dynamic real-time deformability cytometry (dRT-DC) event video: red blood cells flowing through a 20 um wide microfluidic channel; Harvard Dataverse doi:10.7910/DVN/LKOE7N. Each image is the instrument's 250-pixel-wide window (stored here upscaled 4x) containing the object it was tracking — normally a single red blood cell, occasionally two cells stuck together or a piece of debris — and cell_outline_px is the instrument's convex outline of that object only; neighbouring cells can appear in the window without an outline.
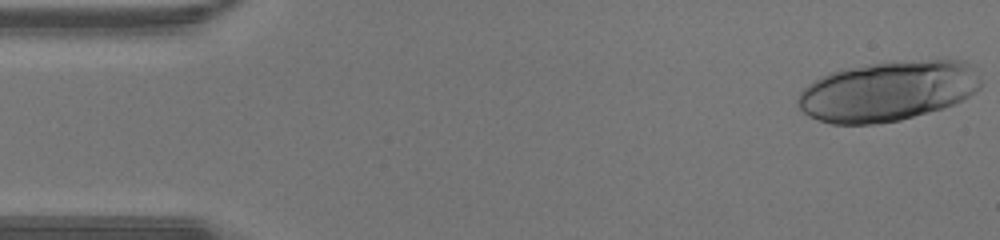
{"species": "human", "species_latin": "Homo sapiens", "temperature_condition": "warm", "stored_images_in_passage": 41, "camera_frame_rate_fps": 3000, "um_per_image_px": 0.085, "donor": {"sex": "male"}, "frame": {"image": 1, "passage_image": 1, "time_ms": 0.0, "image_size_px": [1000, 240], "cell_outline_px": [[980, 88], [968, 96], [944, 108], [900, 120], [876, 124], [832, 124], [808, 116], [800, 108], [796, 100], [800, 92], [808, 84], [820, 76], [832, 72], [848, 68], [872, 64], [928, 60], [964, 60], [972, 64], [980, 80]], "centroid_in_image_um": [75.46, 7.75], "position_along_channel_um": 9.5, "area_um2": 63.58}}
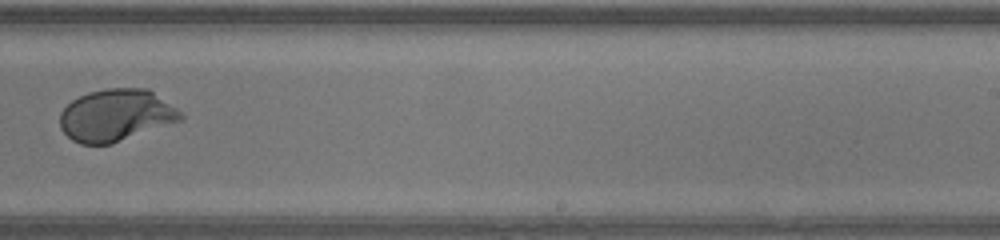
{"frame": {"image": 2, "passage_image": 26, "time_ms": 8.333, "image_size_px": [1000, 240], "cell_outline_px": [[184, 120], [112, 144], [80, 144], [72, 140], [60, 128], [60, 112], [72, 100], [88, 92], [104, 88], [148, 88], [184, 112]], "centroid_in_image_um": [9.9, 9.8], "position_along_channel_um": 279.1, "area_um2": 37.11}}
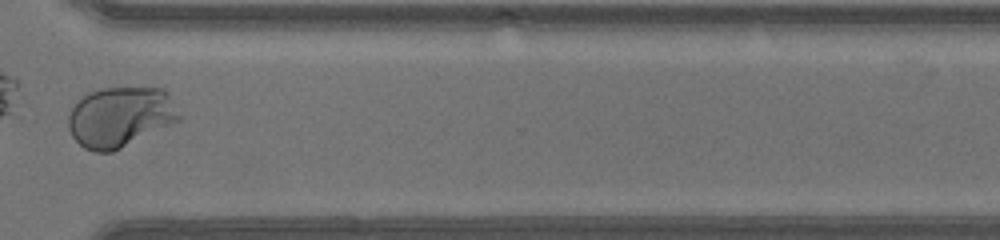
{"frame": {"image": 3, "passage_image": 31, "time_ms": 10.0, "image_size_px": [1000, 240], "cell_outline_px": [[180, 120], [112, 152], [96, 152], [84, 148], [72, 136], [68, 128], [68, 116], [72, 108], [84, 96], [100, 88], [164, 88], [168, 92], [180, 116]], "centroid_in_image_um": [10.22, 9.94], "position_along_channel_um": 360.4, "area_um2": 38.49}}